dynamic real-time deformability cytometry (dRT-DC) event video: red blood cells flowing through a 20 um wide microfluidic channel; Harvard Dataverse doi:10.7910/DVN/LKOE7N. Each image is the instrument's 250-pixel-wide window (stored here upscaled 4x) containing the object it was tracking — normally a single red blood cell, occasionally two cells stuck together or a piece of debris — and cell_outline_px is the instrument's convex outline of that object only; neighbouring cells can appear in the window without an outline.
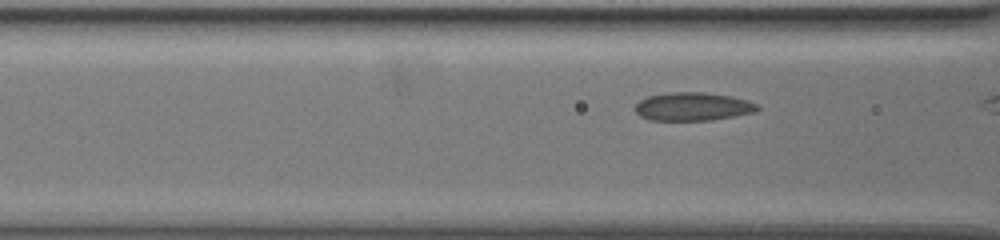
{"species": "common noctule bat (a hibernating species)", "species_latin": "Nyctalus noctula", "temperature_condition": "warm", "stored_images_in_passage": 7, "camera_frame_rate_fps": 3000, "um_per_image_px": 0.085, "animal": {"sex": "female", "body_mass_g": 19.5, "forearm_length_mm": 54.1}, "frame": {"image": 1, "passage_image": 6, "time_ms": 1.667, "image_size_px": [1000, 240], "cell_outline_px": [[656, 180], [636, 188], [624, 188], [548, 184], [520, 180], [536, 176], [584, 172], [652, 176]], "centroid_in_image_um": [50.5, 15.29], "position_along_channel_um": 116.1, "area_um2": 10.29}}